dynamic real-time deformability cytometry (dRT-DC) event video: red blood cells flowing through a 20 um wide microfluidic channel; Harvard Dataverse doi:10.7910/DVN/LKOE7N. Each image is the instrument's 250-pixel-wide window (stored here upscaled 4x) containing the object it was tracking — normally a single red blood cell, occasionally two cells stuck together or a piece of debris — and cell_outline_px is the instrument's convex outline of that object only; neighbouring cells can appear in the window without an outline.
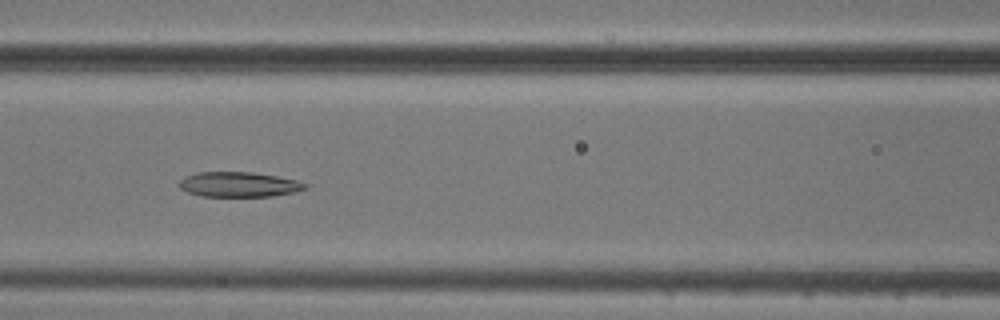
{"species": "common noctule bat (a hibernating species)", "species_latin": "Nyctalus noctula", "temperature_condition": "cold", "stored_images_in_passage": 9, "camera_frame_rate_fps": 3000, "um_per_image_px": 0.085, "animal": {"sex": "male", "body_mass_g": 20.5, "forearm_length_mm": 52.5}, "frame": {"image": 1, "passage_image": 7, "time_ms": 7.0, "image_size_px": [1000, 320], "cell_outline_px": [[308, 188], [292, 192], [272, 196], [200, 196], [188, 192], [180, 188], [180, 180], [184, 176], [196, 172], [252, 172], [276, 176], [296, 180], [308, 184]], "centroid_in_image_um": [20.29, 15.67], "position_along_channel_um": 146.3, "area_um2": 18.26}}
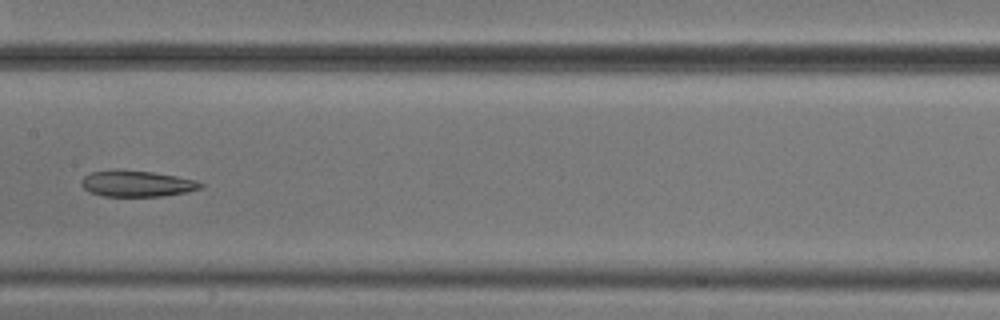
{"frame": {"image": 2, "passage_image": 8, "time_ms": 8.333, "image_size_px": [1000, 320], "cell_outline_px": [[204, 184], [200, 188], [188, 192], [164, 196], [104, 196], [88, 192], [80, 184], [80, 180], [84, 176], [92, 172], [116, 168], [152, 172], [176, 176], [196, 180]], "centroid_in_image_um": [11.59, 15.6], "position_along_channel_um": 195.8, "area_um2": 18.44}}
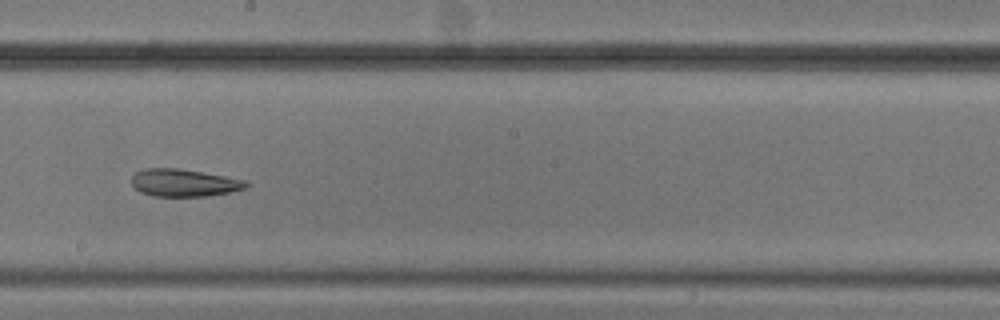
{"frame": {"image": 3, "passage_image": 9, "time_ms": 9.333, "image_size_px": [1000, 320], "cell_outline_px": [[248, 184], [244, 188], [228, 192], [204, 196], [152, 196], [140, 192], [132, 188], [132, 176], [136, 172], [144, 168], [176, 168], [248, 180]], "centroid_in_image_um": [15.58, 15.54], "position_along_channel_um": 232.6, "area_um2": 18.21}}